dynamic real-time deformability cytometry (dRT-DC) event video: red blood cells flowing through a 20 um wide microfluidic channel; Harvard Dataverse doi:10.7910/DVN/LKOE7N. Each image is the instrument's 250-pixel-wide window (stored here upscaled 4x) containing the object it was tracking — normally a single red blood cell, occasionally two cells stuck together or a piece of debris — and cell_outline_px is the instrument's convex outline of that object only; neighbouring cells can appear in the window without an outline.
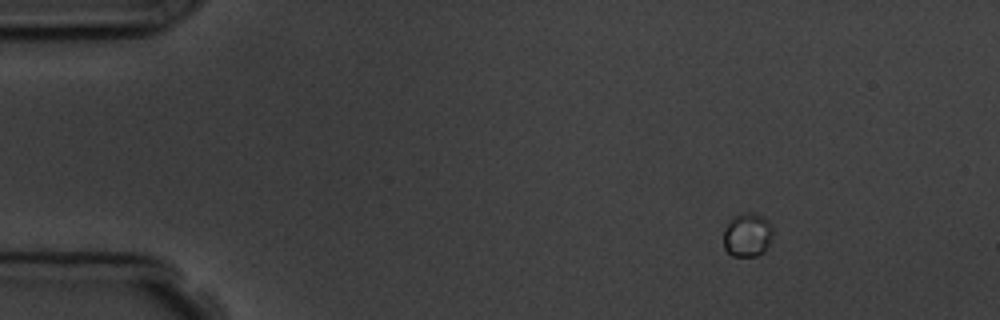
{"species": "common noctule bat (a hibernating species)", "species_latin": "Nyctalus noctula", "temperature_condition": "room temperature", "stored_images_in_passage": 5, "segment_of_instrument_passage": [1, 2], "camera_frame_rate_fps": 3000, "um_per_image_px": 0.085, "animal": {"sex": "male", "body_mass_g": 19.5, "forearm_length_mm": 54.6}, "frame": {"image": 1, "passage_image": 1, "time_ms": 0.0, "image_size_px": [1000, 320], "cell_outline_px": [[772, 236], [764, 252], [756, 256], [732, 256], [724, 248], [724, 232], [732, 216], [748, 212], [752, 212], [764, 216], [768, 220], [772, 228]], "centroid_in_image_um": [63.53, 19.96], "position_along_channel_um": 21.5, "area_um2": 12.6}}